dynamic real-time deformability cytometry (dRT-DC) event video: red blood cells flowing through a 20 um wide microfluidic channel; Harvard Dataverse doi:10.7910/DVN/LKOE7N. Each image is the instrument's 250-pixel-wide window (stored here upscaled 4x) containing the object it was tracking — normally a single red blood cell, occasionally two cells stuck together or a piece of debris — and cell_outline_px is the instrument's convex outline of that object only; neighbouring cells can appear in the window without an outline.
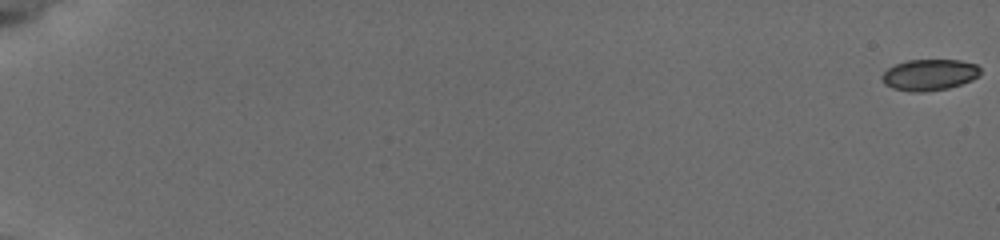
{"species": "common noctule bat (a hibernating species)", "species_latin": "Nyctalus noctula", "temperature_condition": "cold", "stored_images_in_passage": 41, "camera_frame_rate_fps": 3000, "um_per_image_px": 0.085, "animal": {"sex": "female", "body_mass_g": 19.5, "forearm_length_mm": 54.1}, "frame": {"image": 1, "passage_image": 1, "time_ms": 0.0, "image_size_px": [1000, 240], "cell_outline_px": [[980, 76], [972, 80], [948, 88], [924, 92], [908, 92], [892, 88], [884, 84], [880, 76], [888, 68], [896, 64], [908, 60], [960, 60], [976, 64], [980, 68]], "centroid_in_image_um": [78.99, 6.36], "position_along_channel_um": 6.0, "area_um2": 18.03}}
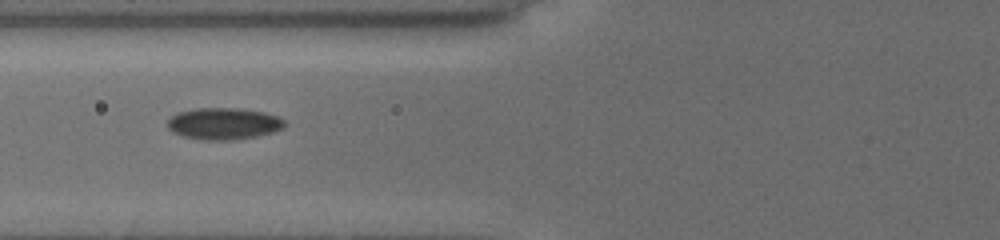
{"frame": {"image": 2, "passage_image": 31, "time_ms": 8.333, "image_size_px": [1000, 240], "cell_outline_px": [[284, 128], [272, 132], [256, 136], [236, 140], [204, 140], [184, 136], [172, 132], [168, 128], [168, 120], [176, 112], [196, 108], [240, 108], [264, 112], [276, 116], [284, 120]], "centroid_in_image_um": [19.0, 10.5], "position_along_channel_um": 106.8, "area_um2": 21.68}}
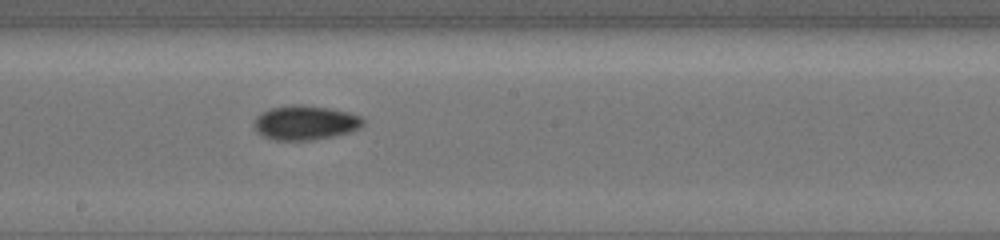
{"frame": {"image": 3, "passage_image": 41, "time_ms": 11.333, "image_size_px": [1000, 240], "cell_outline_px": [[364, 124], [360, 128], [352, 132], [312, 140], [272, 140], [256, 132], [252, 124], [252, 120], [260, 112], [272, 108], [296, 104], [328, 108], [348, 112], [360, 116], [364, 120]], "centroid_in_image_um": [25.91, 10.44], "position_along_channel_um": 222.3, "area_um2": 22.02}}